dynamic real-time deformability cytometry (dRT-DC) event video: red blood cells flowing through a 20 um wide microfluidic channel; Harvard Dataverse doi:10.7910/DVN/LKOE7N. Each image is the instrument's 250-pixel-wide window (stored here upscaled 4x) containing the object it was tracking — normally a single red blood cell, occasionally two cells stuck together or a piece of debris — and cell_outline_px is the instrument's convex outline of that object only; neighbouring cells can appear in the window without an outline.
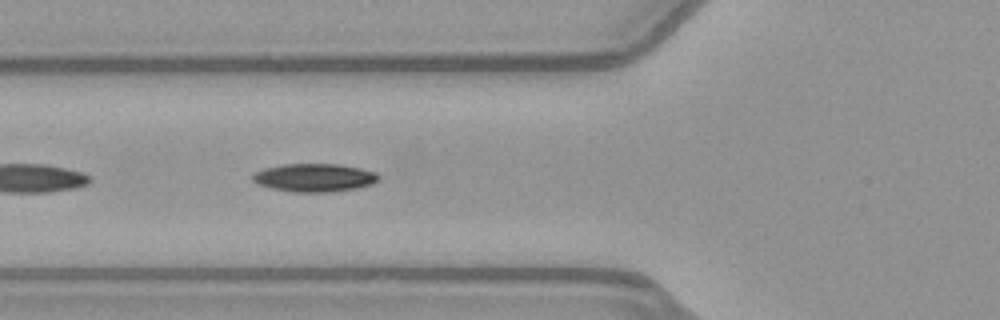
{"species": "common noctule bat (a hibernating species)", "species_latin": "Nyctalus noctula", "temperature_condition": "warm", "stored_images_in_passage": 37, "camera_frame_rate_fps": 3000, "um_per_image_px": 0.085, "animal": {"sex": "female", "body_mass_g": 21.9}, "frame": {"image": 1, "passage_image": 9, "time_ms": 2.667, "image_size_px": [1000, 320], "cell_outline_px": [[380, 180], [372, 184], [356, 188], [332, 192], [292, 192], [272, 188], [256, 184], [252, 180], [252, 176], [256, 172], [264, 168], [284, 164], [340, 164], [360, 168], [376, 172], [380, 176]], "centroid_in_image_um": [26.74, 15.1], "position_along_channel_um": 99.1, "area_um2": 20.81}}
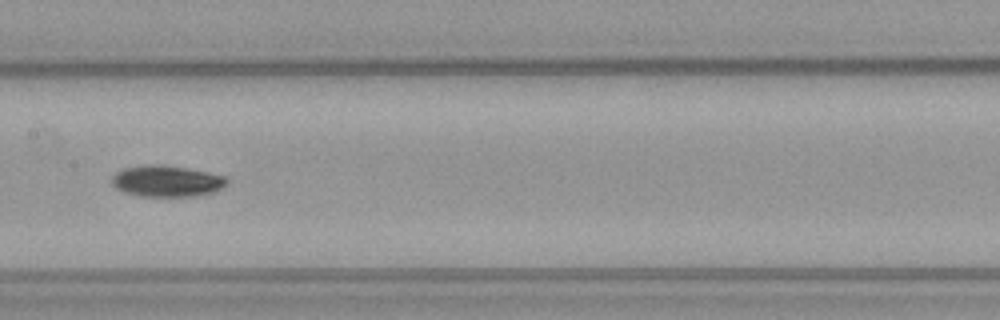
{"frame": {"image": 2, "passage_image": 16, "time_ms": 5.0, "image_size_px": [1000, 320], "cell_outline_px": [[228, 180], [216, 192], [196, 196], [140, 196], [124, 192], [116, 188], [112, 184], [112, 176], [116, 172], [124, 168], [148, 164], [164, 164], [208, 172], [224, 176]], "centroid_in_image_um": [14.15, 15.39], "position_along_channel_um": 193.2, "area_um2": 20.98}}
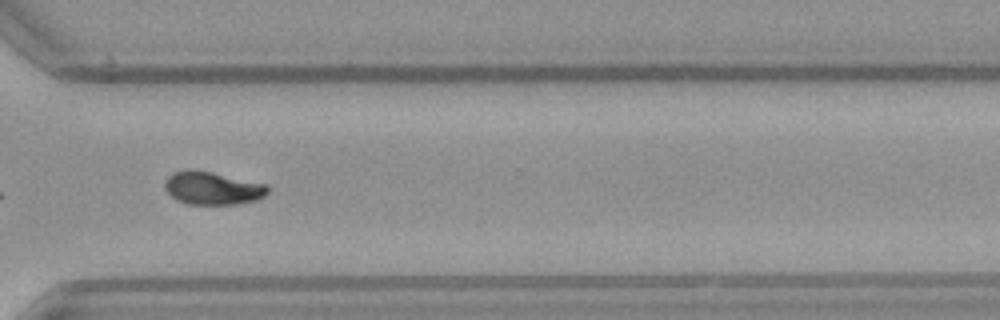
{"frame": {"image": 3, "passage_image": 28, "time_ms": 9.0, "image_size_px": [1000, 320], "cell_outline_px": [[268, 192], [264, 196], [256, 200], [236, 204], [188, 204], [176, 200], [164, 188], [164, 180], [172, 172], [184, 168], [188, 168], [212, 172], [268, 184]], "centroid_in_image_um": [18.03, 15.97], "position_along_channel_um": 352.6, "area_um2": 20.06}, "authors_computed_cell_mechanics": {"area_um2": 20.23, "velocity_mm_per_s": 3.9959, "shape_relaxation_time_tau1_ms": 8.0501, "shape_relaxation_time_tau2_ms": null, "deformation_change_tau1": 0.1924, "deformation_change_tau2": null}}